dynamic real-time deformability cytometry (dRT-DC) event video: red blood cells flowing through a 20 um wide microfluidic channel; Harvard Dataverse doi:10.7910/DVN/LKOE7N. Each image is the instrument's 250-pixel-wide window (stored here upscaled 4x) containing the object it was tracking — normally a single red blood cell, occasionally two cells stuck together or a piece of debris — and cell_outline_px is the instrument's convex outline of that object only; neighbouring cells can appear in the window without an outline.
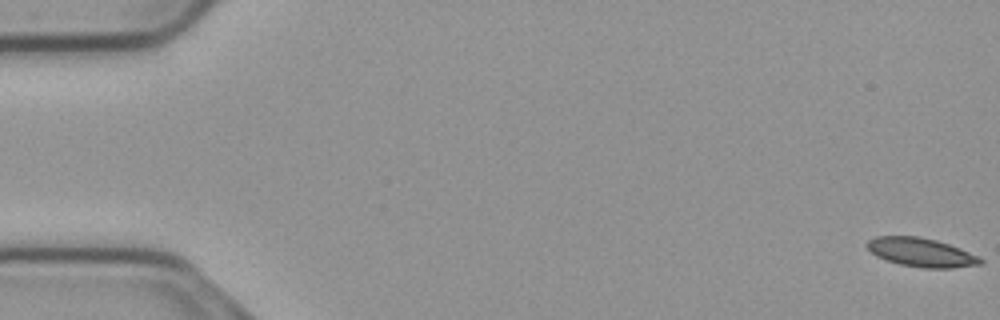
{"species": "common noctule bat (a hibernating species)", "species_latin": "Nyctalus noctula", "temperature_condition": "cold", "stored_images_in_passage": 56, "camera_frame_rate_fps": 3000, "um_per_image_px": 0.085, "animal": {"sex": "male", "body_mass_g": 23.1, "forearm_length_mm": 52.7}, "frame": {"image": 1, "passage_image": 1, "time_ms": 0.0, "image_size_px": [1000, 320], "cell_outline_px": [[984, 264], [952, 268], [924, 268], [900, 264], [876, 256], [868, 248], [868, 240], [876, 236], [916, 236], [936, 240], [960, 248], [984, 260]], "centroid_in_image_um": [78.32, 21.45], "position_along_channel_um": 6.7, "area_um2": 18.79}}
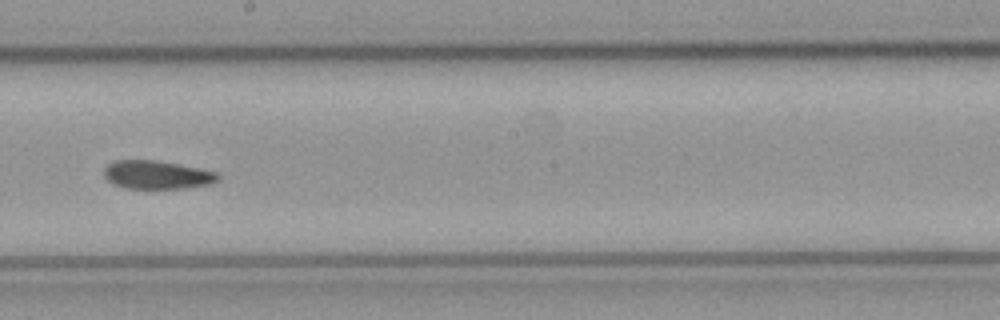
{"frame": {"image": 2, "passage_image": 32, "time_ms": 10.333, "image_size_px": [1000, 320], "cell_outline_px": [[220, 180], [212, 184], [184, 188], [124, 188], [112, 184], [104, 176], [104, 168], [108, 164], [116, 160], [152, 160], [200, 168], [216, 172], [220, 176]], "centroid_in_image_um": [13.35, 14.87], "position_along_channel_um": 234.9, "area_um2": 18.84}}
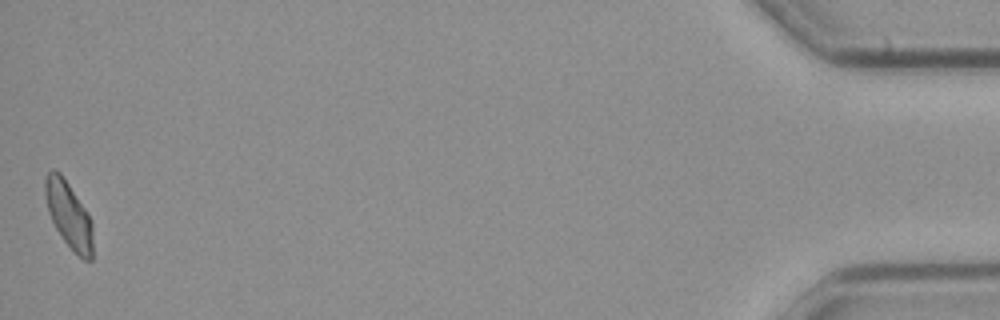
{"frame": {"image": 3, "passage_image": 56, "time_ms": 18.333, "image_size_px": [1000, 320], "cell_outline_px": [[92, 260], [84, 260], [64, 240], [56, 228], [48, 212], [44, 196], [44, 180], [48, 172], [52, 168], [56, 168], [60, 172], [84, 208], [92, 224]], "centroid_in_image_um": [5.8, 18.21], "position_along_channel_um": 429.4, "area_um2": 18.09}, "authors_computed_cell_mechanics": {"area_um2": 19.1029, "velocity_mm_per_s": 3.698, "shape_relaxation_time_tau1_ms": null, "shape_relaxation_time_tau2_ms": 5.8571, "deformation_change_tau1": null, "deformation_change_tau2": 0.1182}}